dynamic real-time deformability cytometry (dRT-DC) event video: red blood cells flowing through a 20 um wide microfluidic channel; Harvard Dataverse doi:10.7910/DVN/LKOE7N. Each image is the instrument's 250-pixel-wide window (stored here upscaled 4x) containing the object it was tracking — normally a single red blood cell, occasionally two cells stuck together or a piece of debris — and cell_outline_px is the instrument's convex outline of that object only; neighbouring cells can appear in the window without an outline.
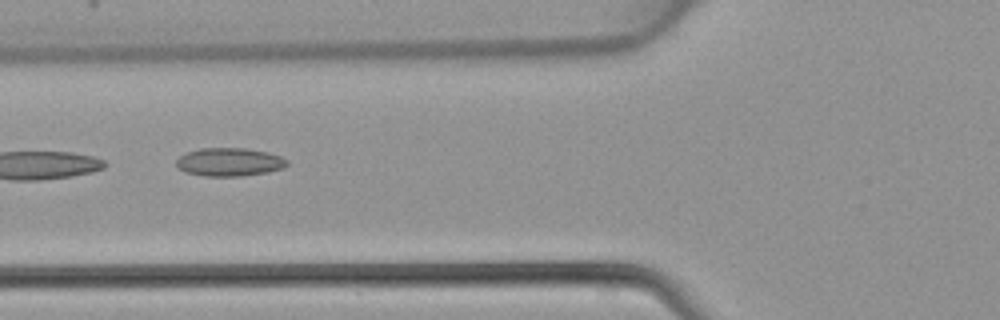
{"species": "common noctule bat (a hibernating species)", "species_latin": "Nyctalus noctula", "temperature_condition": "warm", "stored_images_in_passage": 4, "camera_frame_rate_fps": 3000, "um_per_image_px": 0.085, "animal": {"sex": "female", "body_mass_g": 22.7, "forearm_length_mm": 54.2}, "frame": {"image": 1, "passage_image": 4, "time_ms": 1.0, "image_size_px": [1000, 320], "cell_outline_px": [[288, 164], [284, 168], [268, 172], [240, 176], [204, 176], [184, 172], [176, 164], [176, 160], [180, 156], [188, 152], [200, 148], [244, 148], [268, 152], [280, 156], [288, 160]], "centroid_in_image_um": [19.52, 13.77], "position_along_channel_um": 106.3, "area_um2": 18.26}}